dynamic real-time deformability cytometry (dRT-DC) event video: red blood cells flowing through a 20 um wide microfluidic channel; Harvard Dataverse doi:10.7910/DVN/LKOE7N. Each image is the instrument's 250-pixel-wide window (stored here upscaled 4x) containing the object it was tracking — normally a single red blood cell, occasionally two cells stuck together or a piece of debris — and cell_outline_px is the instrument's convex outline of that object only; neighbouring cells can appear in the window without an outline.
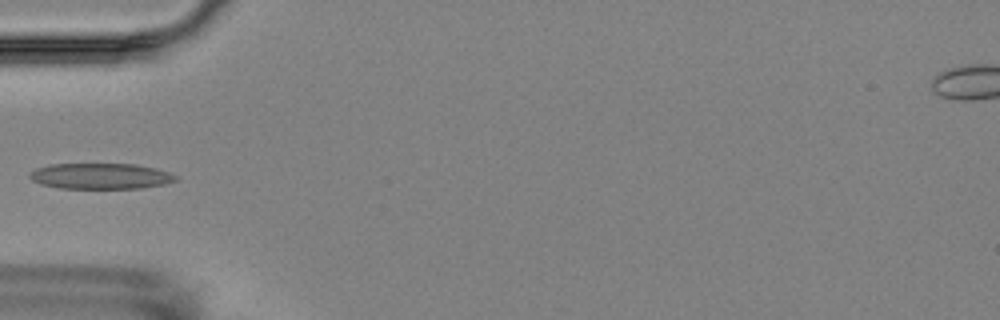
{"species": "Egyptian fruit bat (a non-hibernating species)", "species_latin": "Rousettus aegyptiacus", "temperature_condition": "room temperature", "stored_images_in_passage": 6, "camera_frame_rate_fps": 3000, "um_per_image_px": 0.085, "animal": {"sex": "female"}, "frame": {"image": 1, "passage_image": 6, "time_ms": 5.667, "image_size_px": [1000, 320], "cell_outline_px": [[176, 180], [164, 184], [140, 188], [60, 188], [40, 184], [32, 180], [28, 176], [36, 168], [52, 164], [136, 164], [156, 168], [168, 172], [176, 176]], "centroid_in_image_um": [8.54, 14.96], "position_along_channel_um": 76.5, "area_um2": 21.79}}